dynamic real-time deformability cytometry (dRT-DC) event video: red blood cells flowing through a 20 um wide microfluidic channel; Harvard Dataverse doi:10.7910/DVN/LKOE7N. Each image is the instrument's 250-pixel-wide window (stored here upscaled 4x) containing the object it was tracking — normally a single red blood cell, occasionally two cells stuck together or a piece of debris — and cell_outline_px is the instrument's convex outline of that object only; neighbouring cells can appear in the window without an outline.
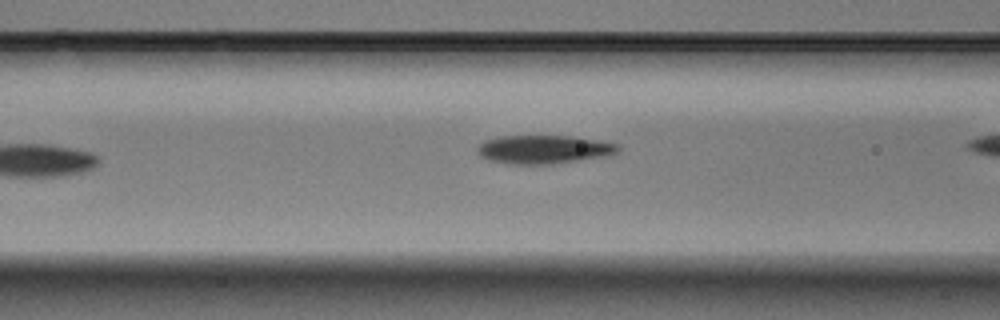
{"species": "Egyptian fruit bat (a non-hibernating species)", "species_latin": "Rousettus aegyptiacus", "temperature_condition": "warm", "stored_images_in_passage": 9, "camera_frame_rate_fps": 3000, "um_per_image_px": 0.085, "animal": {"sex": "male"}, "frame": {"image": 1, "passage_image": 7, "time_ms": 2.0, "image_size_px": [1000, 320], "cell_outline_px": [[620, 152], [612, 156], [552, 164], [512, 164], [492, 160], [484, 156], [476, 148], [484, 140], [500, 136], [572, 136], [620, 144]], "centroid_in_image_um": [46.34, 12.7], "position_along_channel_um": 120.3, "area_um2": 23.41}}